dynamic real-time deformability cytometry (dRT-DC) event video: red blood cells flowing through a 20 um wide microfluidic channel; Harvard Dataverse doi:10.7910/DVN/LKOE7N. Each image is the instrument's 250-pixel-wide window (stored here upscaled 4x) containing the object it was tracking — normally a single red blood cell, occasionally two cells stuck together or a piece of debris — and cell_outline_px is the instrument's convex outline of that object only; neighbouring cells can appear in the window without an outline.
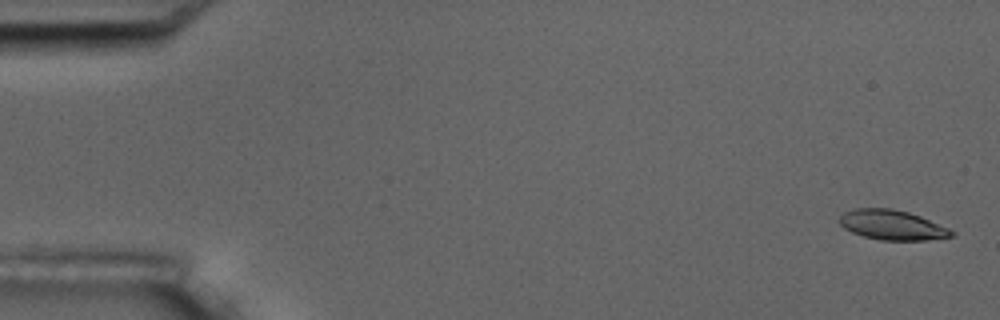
{"species": "common noctule bat (a hibernating species)", "species_latin": "Nyctalus noctula", "temperature_condition": "room temperature", "stored_images_in_passage": 6, "camera_frame_rate_fps": 3000, "um_per_image_px": 0.085, "animal": {"sex": "male", "body_mass_g": 17.5, "forearm_length_mm": 52.3}, "frame": {"image": 1, "passage_image": 1, "time_ms": 0.0, "image_size_px": [1000, 320], "cell_outline_px": [[956, 236], [928, 240], [880, 240], [864, 236], [852, 232], [844, 228], [836, 220], [844, 212], [856, 208], [892, 208], [908, 212], [920, 216], [948, 228], [956, 232]], "centroid_in_image_um": [75.83, 19.12], "position_along_channel_um": 9.2, "area_um2": 19.59}}
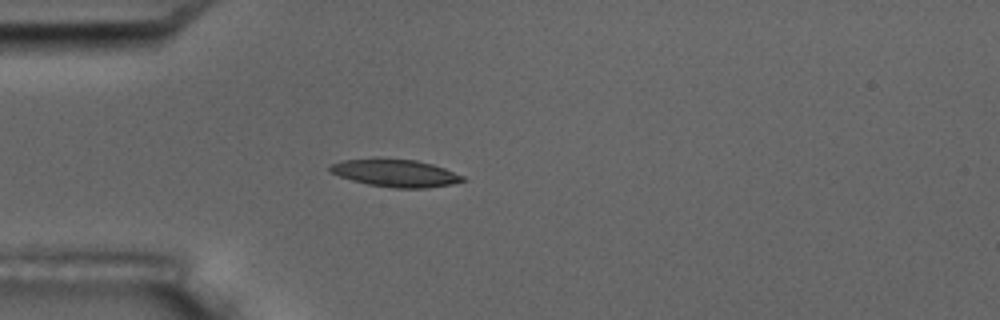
{"frame": {"image": 2, "passage_image": 5, "time_ms": 4.667, "image_size_px": [1000, 320], "cell_outline_px": [[468, 180], [452, 184], [424, 188], [396, 188], [368, 184], [352, 180], [328, 172], [328, 168], [332, 164], [344, 160], [376, 156], [416, 160], [432, 164], [444, 168], [464, 176]], "centroid_in_image_um": [33.58, 14.68], "position_along_channel_um": 51.4, "area_um2": 21.73}}